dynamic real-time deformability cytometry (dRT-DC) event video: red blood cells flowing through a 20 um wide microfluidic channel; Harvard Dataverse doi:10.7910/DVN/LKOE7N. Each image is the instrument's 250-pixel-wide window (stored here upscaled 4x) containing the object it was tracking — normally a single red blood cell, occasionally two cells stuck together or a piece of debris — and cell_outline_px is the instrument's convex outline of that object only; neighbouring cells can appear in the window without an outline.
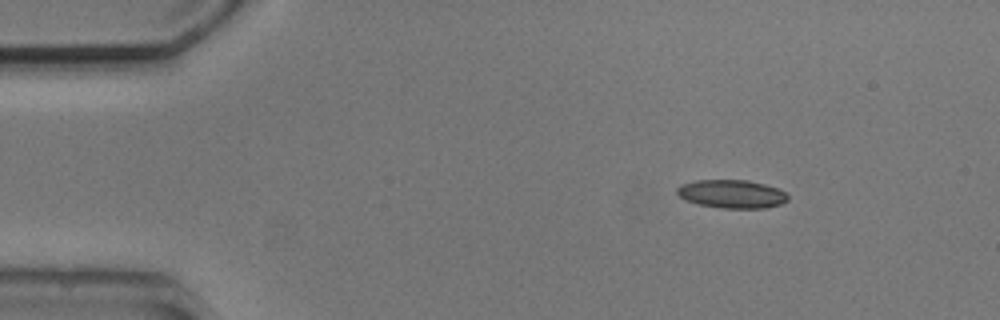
{"species": "common noctule bat (a hibernating species)", "species_latin": "Nyctalus noctula", "temperature_condition": "cold", "stored_images_in_passage": 3, "camera_frame_rate_fps": 3000, "um_per_image_px": 0.085, "animal": {"sex": "male", "body_mass_g": 20.5, "forearm_length_mm": 52.5}, "frame": {"image": 1, "passage_image": 1, "time_ms": 0.0, "image_size_px": [1000, 320], "cell_outline_px": [[788, 200], [780, 204], [764, 208], [724, 208], [700, 204], [684, 200], [676, 192], [676, 188], [680, 184], [696, 180], [748, 180], [780, 188], [788, 196]], "centroid_in_image_um": [62.19, 16.47], "position_along_channel_um": 22.8, "area_um2": 18.32}}